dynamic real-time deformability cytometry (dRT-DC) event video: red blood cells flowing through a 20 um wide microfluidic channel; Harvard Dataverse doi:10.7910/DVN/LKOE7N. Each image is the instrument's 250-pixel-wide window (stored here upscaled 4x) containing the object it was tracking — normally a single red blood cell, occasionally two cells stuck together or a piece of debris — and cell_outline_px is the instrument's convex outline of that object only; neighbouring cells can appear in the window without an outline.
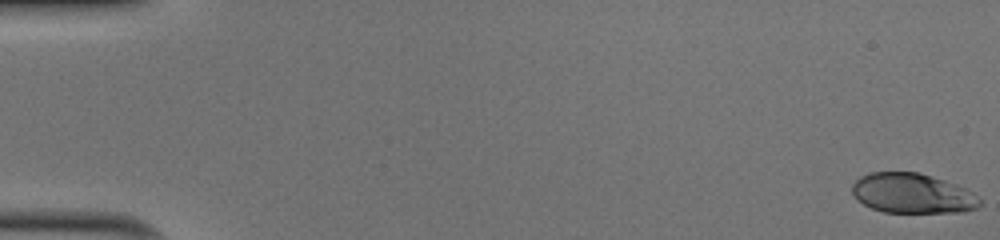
{"species": "human", "species_latin": "Homo sapiens", "temperature_condition": "cold", "stored_images_in_passage": 52, "camera_frame_rate_fps": 3000, "um_per_image_px": 0.085, "donor": {"sex": "male"}, "frame": {"image": 1, "passage_image": 1, "time_ms": 0.0, "image_size_px": [1000, 240], "cell_outline_px": [[980, 204], [976, 208], [964, 212], [884, 212], [872, 208], [864, 204], [852, 192], [852, 184], [860, 176], [872, 172], [916, 172], [944, 180], [956, 184], [972, 192], [980, 200]], "centroid_in_image_um": [77.55, 16.44], "position_along_channel_um": 7.4, "area_um2": 29.36}}
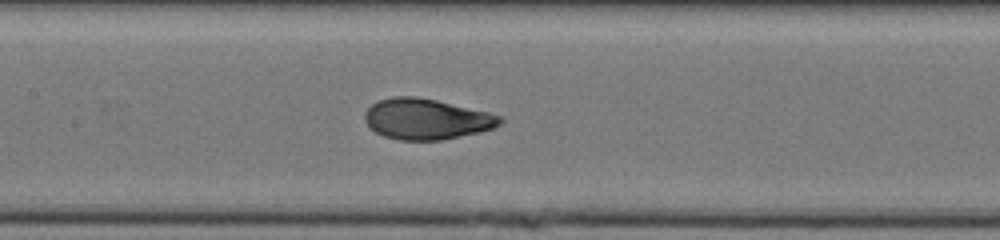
{"frame": {"image": 2, "passage_image": 26, "time_ms": 8.333, "image_size_px": [1000, 240], "cell_outline_px": [[504, 120], [500, 124], [492, 128], [460, 136], [440, 140], [400, 140], [384, 136], [376, 132], [364, 120], [364, 112], [372, 104], [380, 100], [392, 96], [416, 96], [436, 100], [488, 112], [504, 116]], "centroid_in_image_um": [36.24, 10.11], "position_along_channel_um": 171.2, "area_um2": 31.91}}
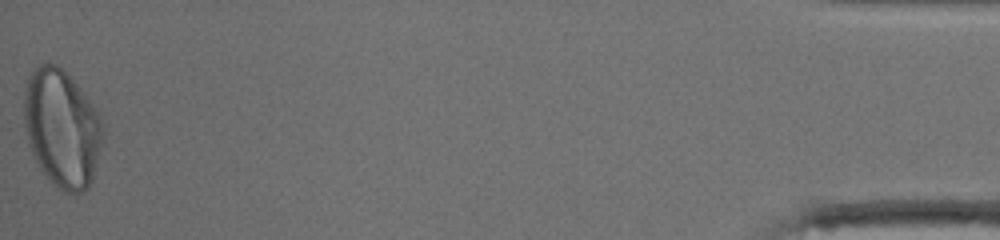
{"frame": {"image": 3, "passage_image": 52, "time_ms": 17.0, "image_size_px": [1000, 240], "cell_outline_px": [[104, 140], [92, 180], [88, 188], [84, 192], [64, 192], [48, 180], [40, 168], [28, 144], [24, 124], [24, 92], [28, 76], [40, 64], [56, 64], [80, 88], [100, 112], [104, 120]], "centroid_in_image_um": [5.29, 10.92], "position_along_channel_um": 429.9, "area_um2": 54.51}, "authors_computed_cell_mechanics": {"area_um2": 32.1368, "velocity_mm_per_s": 4.0296, "shape_relaxation_time_tau1_ms": 3.9635, "shape_relaxation_time_tau2_ms": null, "deformation_change_tau1": 0.1824, "deformation_change_tau2": null}}